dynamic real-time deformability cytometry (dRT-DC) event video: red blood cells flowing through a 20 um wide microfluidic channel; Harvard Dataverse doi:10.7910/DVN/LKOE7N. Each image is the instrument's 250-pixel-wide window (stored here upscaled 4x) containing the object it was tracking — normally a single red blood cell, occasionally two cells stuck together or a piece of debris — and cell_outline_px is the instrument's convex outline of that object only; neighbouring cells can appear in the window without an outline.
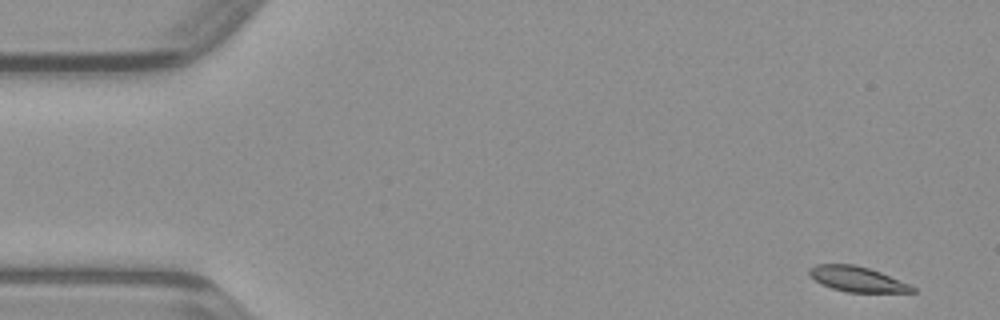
{"species": "common noctule bat (a hibernating species)", "species_latin": "Nyctalus noctula", "temperature_condition": "warm", "stored_images_in_passage": 46, "camera_frame_rate_fps": 3000, "um_per_image_px": 0.085, "animal": {"sex": "male", "body_mass_g": 23.1, "forearm_length_mm": 52.7}, "frame": {"image": 1, "passage_image": 1, "time_ms": 0.0, "image_size_px": [1000, 320], "cell_outline_px": [[916, 292], [848, 292], [832, 288], [820, 284], [808, 272], [808, 268], [816, 264], [852, 264], [868, 268], [880, 272], [908, 284], [916, 288]], "centroid_in_image_um": [72.83, 23.72], "position_along_channel_um": 12.2, "area_um2": 14.91}}
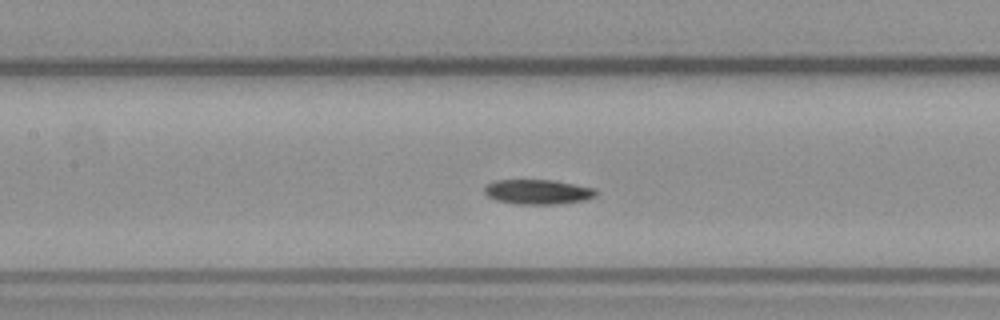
{"frame": {"image": 2, "passage_image": 20, "time_ms": 6.333, "image_size_px": [1000, 320], "cell_outline_px": [[600, 192], [596, 196], [588, 200], [560, 204], [516, 204], [496, 200], [488, 196], [484, 192], [484, 188], [488, 184], [496, 180], [552, 180], [596, 188]], "centroid_in_image_um": [45.79, 16.32], "position_along_channel_um": 161.6, "area_um2": 16.3}}
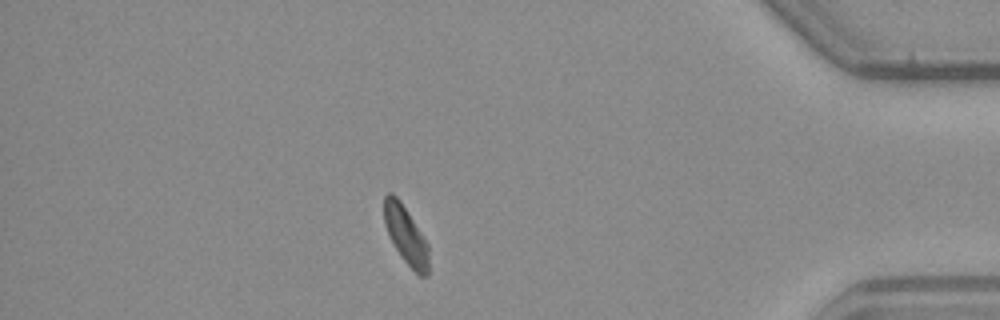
{"frame": {"image": 3, "passage_image": 40, "time_ms": 13.0, "image_size_px": [1000, 320], "cell_outline_px": [[428, 276], [420, 276], [404, 260], [396, 248], [384, 224], [384, 196], [388, 192], [392, 192], [400, 200], [424, 236], [428, 244]], "centroid_in_image_um": [34.5, 19.95], "position_along_channel_um": 400.7, "area_um2": 14.85}}